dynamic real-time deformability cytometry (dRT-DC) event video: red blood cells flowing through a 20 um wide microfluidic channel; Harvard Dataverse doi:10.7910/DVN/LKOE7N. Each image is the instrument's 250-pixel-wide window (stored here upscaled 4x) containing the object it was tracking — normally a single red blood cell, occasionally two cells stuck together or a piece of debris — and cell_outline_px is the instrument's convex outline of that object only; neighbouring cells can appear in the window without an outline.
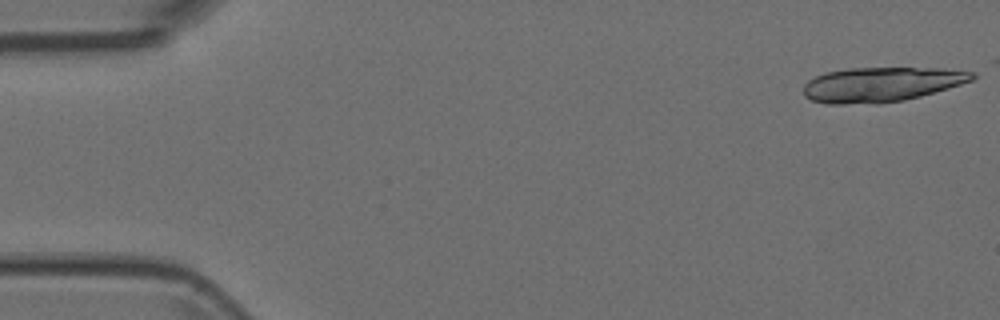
{"species": "Egyptian fruit bat (a non-hibernating species)", "species_latin": "Rousettus aegyptiacus", "temperature_condition": "room temperature", "stored_images_in_passage": 17, "camera_frame_rate_fps": 3000, "um_per_image_px": 0.085, "animal": {"sex": "female"}, "frame": {"image": 1, "passage_image": 1, "time_ms": 0.0, "image_size_px": [1000, 320], "cell_outline_px": [[976, 76], [972, 80], [948, 88], [920, 96], [904, 100], [876, 104], [828, 104], [812, 100], [804, 96], [804, 84], [808, 80], [824, 72], [848, 68], [944, 68], [976, 72]], "centroid_in_image_um": [74.9, 7.17], "position_along_channel_um": 10.1, "area_um2": 34.28}}